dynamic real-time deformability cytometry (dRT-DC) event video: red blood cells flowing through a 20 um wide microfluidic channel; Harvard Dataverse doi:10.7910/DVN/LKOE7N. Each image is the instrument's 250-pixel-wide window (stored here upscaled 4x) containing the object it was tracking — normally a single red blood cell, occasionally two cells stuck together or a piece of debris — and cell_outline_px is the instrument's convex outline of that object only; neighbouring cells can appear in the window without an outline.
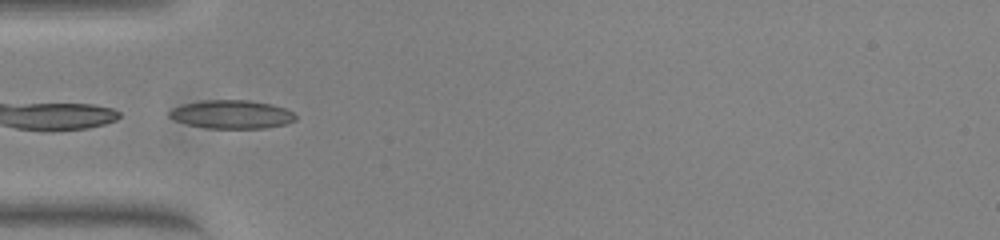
{"species": "common noctule bat (a hibernating species)", "species_latin": "Nyctalus noctula", "temperature_condition": "warm", "stored_images_in_passage": 34, "camera_frame_rate_fps": 3000, "um_per_image_px": 0.085, "animal": {"sex": "female", "body_mass_g": 23.0, "forearm_length_mm": 53.4}, "frame": {"image": 1, "passage_image": 1, "time_ms": 0.0, "image_size_px": [1000, 240], "cell_outline_px": [[296, 120], [284, 124], [264, 128], [204, 128], [188, 124], [176, 120], [168, 116], [168, 112], [172, 108], [184, 104], [208, 100], [248, 100], [272, 104], [284, 108], [292, 112], [296, 116]], "centroid_in_image_um": [19.69, 9.72], "position_along_channel_um": 65.3, "area_um2": 20.75}}
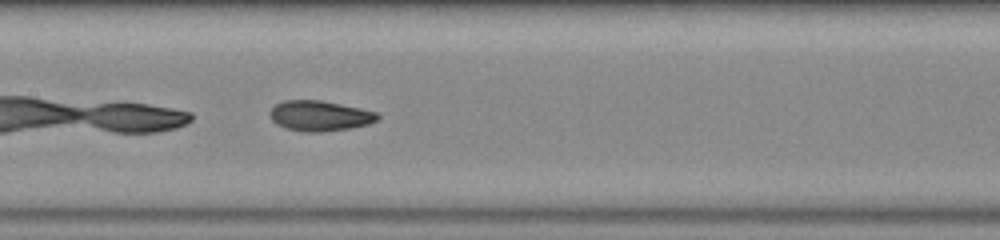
{"frame": {"image": 2, "passage_image": 10, "time_ms": 3.0, "image_size_px": [1000, 240], "cell_outline_px": [[380, 116], [376, 120], [368, 124], [352, 128], [320, 132], [304, 132], [288, 128], [276, 124], [272, 120], [268, 112], [276, 104], [284, 100], [320, 100], [360, 108], [376, 112]], "centroid_in_image_um": [27.16, 9.84], "position_along_channel_um": 180.2, "area_um2": 18.96}}
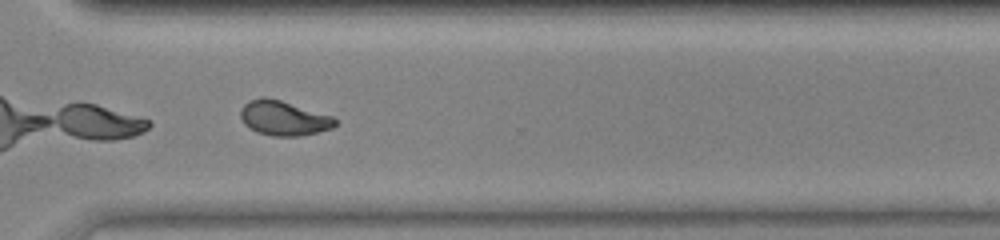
{"frame": {"image": 3, "passage_image": 23, "time_ms": 7.333, "image_size_px": [1000, 240], "cell_outline_px": [[336, 124], [332, 128], [300, 136], [272, 136], [256, 132], [244, 124], [240, 116], [240, 112], [244, 104], [248, 100], [264, 96], [268, 96], [332, 116], [336, 120]], "centroid_in_image_um": [24.07, 10.03], "position_along_channel_um": 346.5, "area_um2": 19.13}, "authors_computed_cell_mechanics": {"area_um2": 18.9006, "velocity_mm_per_s": 3.8355, "shape_relaxation_time_tau1_ms": null, "shape_relaxation_time_tau2_ms": 1.3673, "deformation_change_tau1": null, "deformation_change_tau2": 0.0627}}